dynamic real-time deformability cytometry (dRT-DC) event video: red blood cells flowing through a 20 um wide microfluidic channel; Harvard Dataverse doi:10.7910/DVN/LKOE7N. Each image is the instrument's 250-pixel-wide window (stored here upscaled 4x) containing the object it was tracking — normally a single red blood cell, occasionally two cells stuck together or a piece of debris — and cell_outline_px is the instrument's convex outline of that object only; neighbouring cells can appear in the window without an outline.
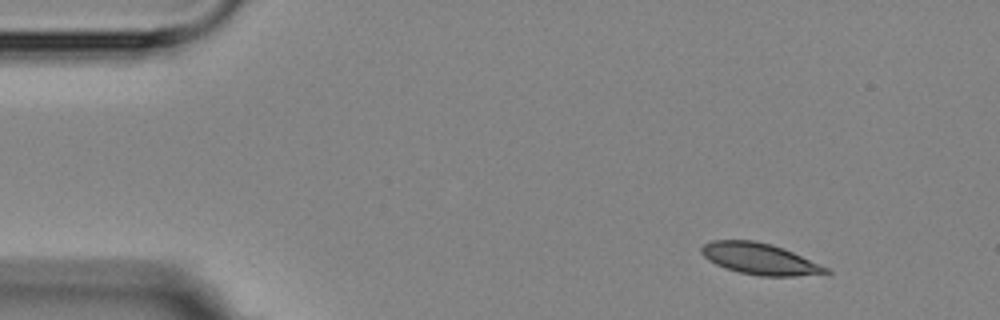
{"species": "Egyptian fruit bat (a non-hibernating species)", "species_latin": "Rousettus aegyptiacus", "temperature_condition": "room temperature", "stored_images_in_passage": 4, "camera_frame_rate_fps": 3000, "um_per_image_px": 0.085, "animal": {"sex": "female"}, "frame": {"image": 1, "passage_image": 2, "time_ms": 1.333, "image_size_px": [1000, 320], "cell_outline_px": [[832, 272], [796, 276], [760, 276], [740, 272], [716, 264], [708, 260], [700, 252], [700, 248], [704, 244], [712, 240], [752, 240], [772, 244], [792, 252], [828, 268]], "centroid_in_image_um": [64.54, 21.99], "position_along_channel_um": 20.5, "area_um2": 22.37}}